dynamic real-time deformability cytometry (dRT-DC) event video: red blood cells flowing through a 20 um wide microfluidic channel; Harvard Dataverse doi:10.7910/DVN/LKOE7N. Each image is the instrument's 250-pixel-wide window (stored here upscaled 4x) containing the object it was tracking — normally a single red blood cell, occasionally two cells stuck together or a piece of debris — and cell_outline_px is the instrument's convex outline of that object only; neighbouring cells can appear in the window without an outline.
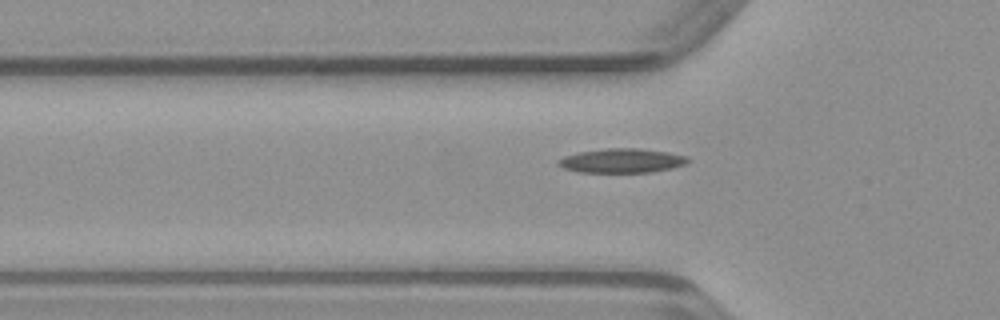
{"species": "common noctule bat (a hibernating species)", "species_latin": "Nyctalus noctula", "temperature_condition": "warm", "stored_images_in_passage": 35, "camera_frame_rate_fps": 3000, "um_per_image_px": 0.085, "animal": {"sex": "male", "body_mass_g": 23.1, "forearm_length_mm": 52.7}, "frame": {"image": 1, "passage_image": 6, "time_ms": 1.667, "image_size_px": [1000, 320], "cell_outline_px": [[688, 160], [684, 164], [672, 168], [652, 172], [580, 172], [564, 168], [556, 164], [556, 160], [564, 156], [580, 152], [608, 148], [640, 148], [668, 152], [688, 156]], "centroid_in_image_um": [52.84, 13.65], "position_along_channel_um": 73.0, "area_um2": 18.26}}
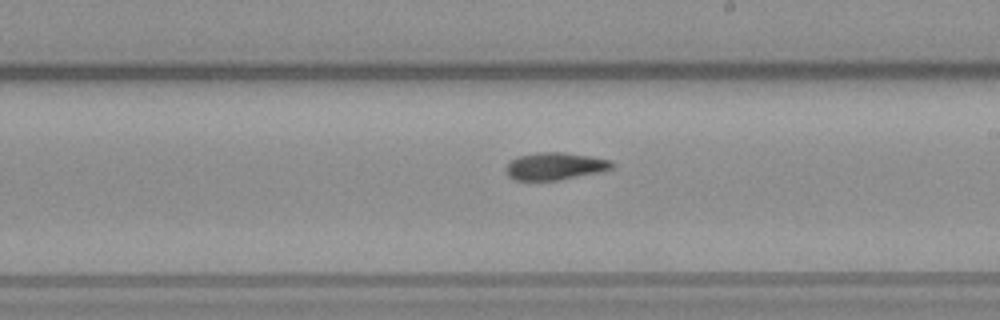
{"frame": {"image": 2, "passage_image": 18, "time_ms": 5.667, "image_size_px": [1000, 320], "cell_outline_px": [[616, 164], [612, 168], [600, 172], [556, 180], [512, 180], [504, 172], [508, 164], [512, 160], [520, 156], [536, 152], [564, 152], [592, 156], [612, 160]], "centroid_in_image_um": [47.19, 14.12], "position_along_channel_um": 241.8, "area_um2": 16.99}}
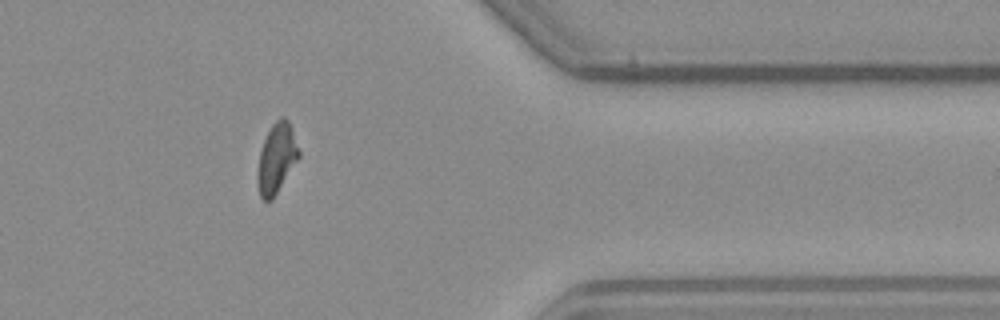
{"frame": {"image": 3, "passage_image": 30, "time_ms": 9.667, "image_size_px": [1000, 320], "cell_outline_px": [[300, 156], [272, 200], [264, 200], [260, 196], [256, 180], [256, 172], [260, 152], [264, 140], [272, 124], [280, 116], [284, 116], [288, 120], [292, 128], [300, 152]], "centroid_in_image_um": [23.5, 13.45], "position_along_channel_um": 387.9, "area_um2": 16.82}}